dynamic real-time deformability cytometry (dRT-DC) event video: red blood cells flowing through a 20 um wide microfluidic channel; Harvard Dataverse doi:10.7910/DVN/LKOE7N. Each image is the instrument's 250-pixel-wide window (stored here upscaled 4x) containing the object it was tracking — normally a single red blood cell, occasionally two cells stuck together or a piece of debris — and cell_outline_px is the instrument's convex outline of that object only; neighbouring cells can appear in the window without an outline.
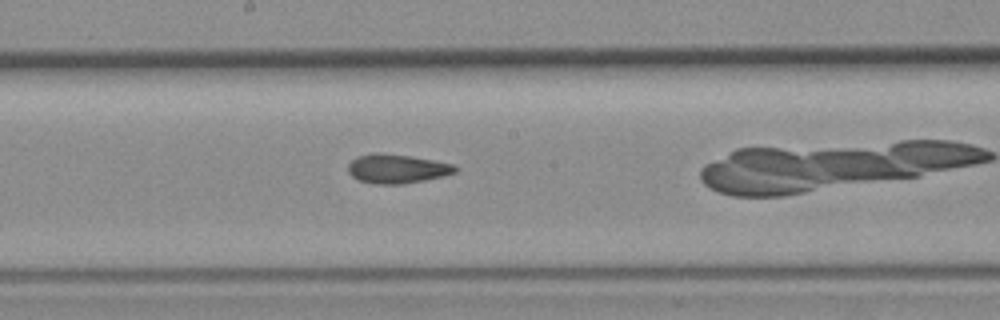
{"species": "common noctule bat (a hibernating species)", "species_latin": "Nyctalus noctula", "temperature_condition": "room temperature", "stored_images_in_passage": 21, "camera_frame_rate_fps": 3000, "um_per_image_px": 0.085, "animal": {"sex": "female", "body_mass_g": 19.3, "forearm_length_mm": 54.1}, "frame": {"image": 1, "passage_image": 10, "time_ms": 3.0, "image_size_px": [1000, 320], "cell_outline_px": [[456, 172], [444, 176], [424, 180], [400, 184], [376, 184], [360, 180], [352, 176], [348, 172], [348, 164], [352, 160], [360, 156], [408, 156], [432, 160], [452, 164], [456, 168]], "centroid_in_image_um": [33.77, 14.39], "position_along_channel_um": 214.4, "area_um2": 17.11}}
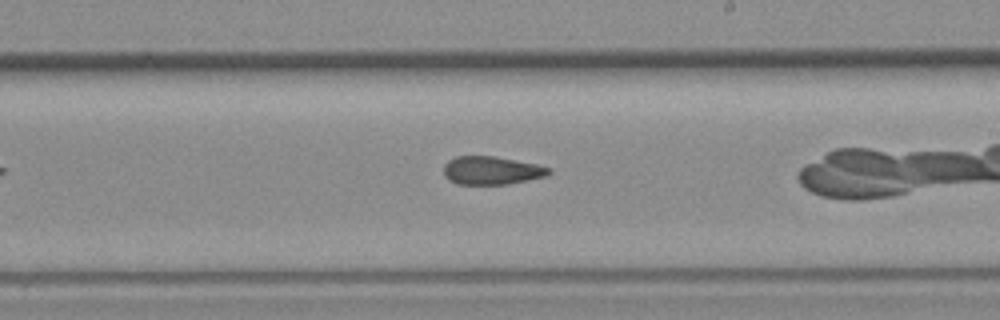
{"frame": {"image": 2, "passage_image": 12, "time_ms": 3.667, "image_size_px": [1000, 320], "cell_outline_px": [[552, 172], [548, 176], [508, 184], [456, 184], [448, 180], [444, 176], [444, 164], [448, 160], [456, 156], [492, 156], [536, 164], [552, 168]], "centroid_in_image_um": [41.78, 14.49], "position_along_channel_um": 247.2, "area_um2": 17.4}}